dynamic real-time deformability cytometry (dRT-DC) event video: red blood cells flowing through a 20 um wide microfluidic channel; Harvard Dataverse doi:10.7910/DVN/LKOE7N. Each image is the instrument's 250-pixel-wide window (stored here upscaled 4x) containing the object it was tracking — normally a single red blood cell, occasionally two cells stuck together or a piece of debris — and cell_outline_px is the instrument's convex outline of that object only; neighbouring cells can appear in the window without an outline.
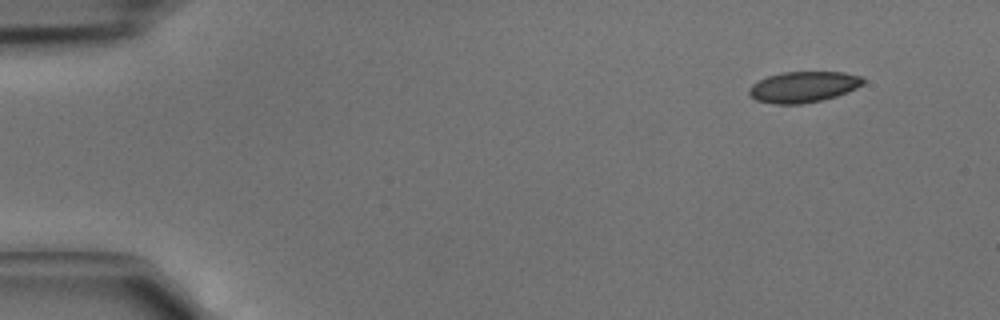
{"species": "common noctule bat (a hibernating species)", "species_latin": "Nyctalus noctula", "temperature_condition": "cold", "stored_images_in_passage": 3, "camera_frame_rate_fps": 3000, "um_per_image_px": 0.085, "animal": {"sex": "male", "body_mass_g": 15.6}, "frame": {"image": 1, "passage_image": 1, "time_ms": 0.0, "image_size_px": [1000, 320], "cell_outline_px": [[864, 84], [848, 92], [836, 96], [820, 100], [800, 104], [776, 104], [756, 100], [748, 92], [748, 88], [752, 84], [768, 76], [780, 72], [844, 72], [860, 76], [864, 80]], "centroid_in_image_um": [68.29, 7.38], "position_along_channel_um": 16.7, "area_um2": 20.46}}